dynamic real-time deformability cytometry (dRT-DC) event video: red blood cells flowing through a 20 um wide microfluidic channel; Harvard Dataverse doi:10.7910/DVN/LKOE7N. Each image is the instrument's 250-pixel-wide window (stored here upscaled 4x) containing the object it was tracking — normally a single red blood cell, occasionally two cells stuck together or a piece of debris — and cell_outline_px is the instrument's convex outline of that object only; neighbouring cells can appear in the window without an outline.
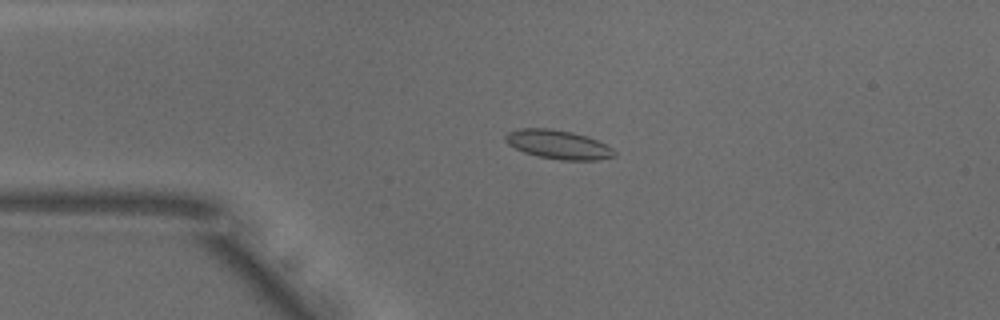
{"species": "common noctule bat (a hibernating species)", "species_latin": "Nyctalus noctula", "temperature_condition": "warm", "stored_images_in_passage": 50, "camera_frame_rate_fps": 3000, "um_per_image_px": 0.085, "animal": {"sex": "male", "body_mass_g": 18.8}, "frame": {"image": 1, "passage_image": 10, "time_ms": 3.0, "image_size_px": [1000, 320], "cell_outline_px": [[616, 156], [596, 160], [560, 160], [536, 156], [524, 152], [508, 144], [504, 140], [504, 136], [508, 132], [516, 128], [552, 128], [572, 132], [588, 136], [612, 148], [616, 152]], "centroid_in_image_um": [47.42, 12.28], "position_along_channel_um": 37.6, "area_um2": 18.5}}
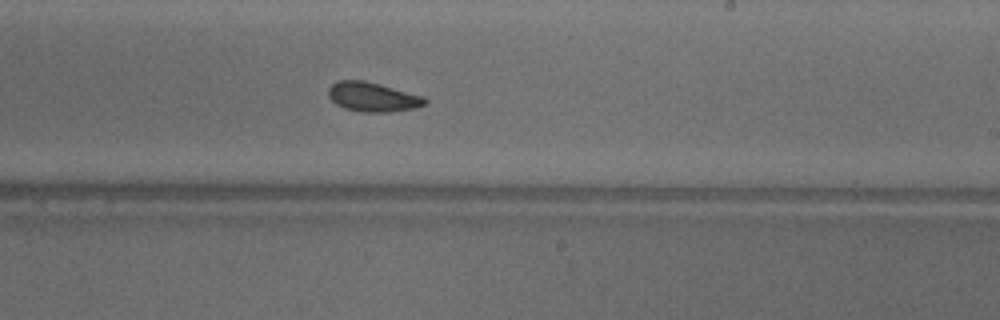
{"frame": {"image": 2, "passage_image": 29, "time_ms": 9.333, "image_size_px": [1000, 320], "cell_outline_px": [[428, 100], [424, 104], [416, 108], [388, 112], [364, 112], [344, 108], [336, 104], [328, 96], [328, 88], [336, 80], [360, 80], [380, 84], [424, 96]], "centroid_in_image_um": [31.67, 8.24], "position_along_channel_um": 257.3, "area_um2": 16.53}}
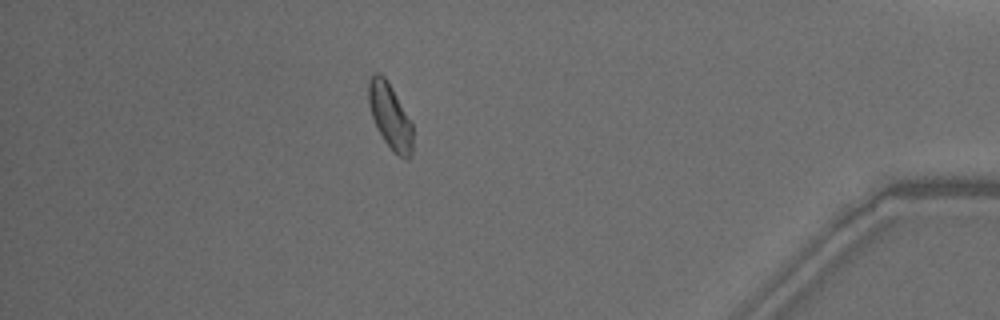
{"frame": {"image": 3, "passage_image": 44, "time_ms": 14.333, "image_size_px": [1000, 320], "cell_outline_px": [[412, 156], [408, 160], [404, 160], [384, 140], [372, 116], [368, 104], [368, 80], [376, 72], [380, 72], [384, 76], [392, 88], [412, 124]], "centroid_in_image_um": [33.15, 9.86], "position_along_channel_um": 402.0, "area_um2": 16.47}, "authors_computed_cell_mechanics": {"area_um2": 16.8487, "velocity_mm_per_s": 3.8556, "shape_relaxation_time_tau1_ms": 6.7598, "shape_relaxation_time_tau2_ms": 2.0547, "deformation_change_tau1": 0.0926, "deformation_change_tau2": 0.0681}}